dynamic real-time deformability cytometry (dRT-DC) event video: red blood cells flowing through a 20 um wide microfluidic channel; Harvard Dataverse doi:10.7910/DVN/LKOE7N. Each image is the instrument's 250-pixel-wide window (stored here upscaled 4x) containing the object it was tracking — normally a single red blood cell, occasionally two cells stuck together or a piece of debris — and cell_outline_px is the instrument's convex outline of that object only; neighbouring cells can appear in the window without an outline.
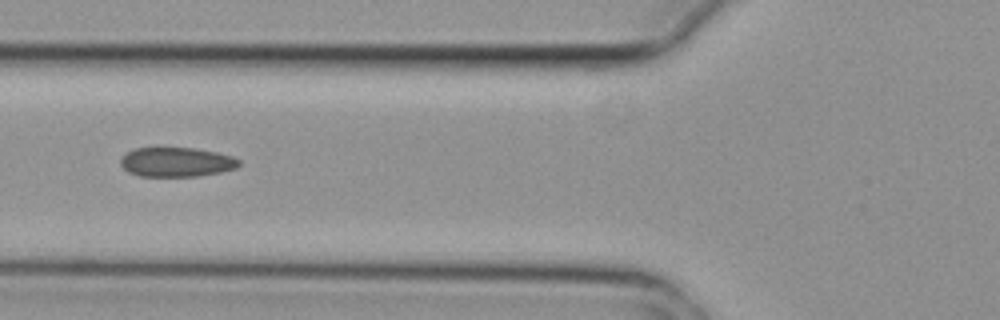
{"species": "common noctule bat (a hibernating species)", "species_latin": "Nyctalus noctula", "temperature_condition": "cold", "stored_images_in_passage": 8, "camera_frame_rate_fps": 3000, "um_per_image_px": 0.085, "animal": {"sex": "female", "body_mass_g": 29.2, "forearm_length_mm": 56.3}, "frame": {"image": 1, "passage_image": 5, "time_ms": 1.333, "image_size_px": [1000, 320], "cell_outline_px": [[240, 164], [236, 168], [220, 172], [200, 176], [140, 176], [128, 172], [120, 164], [120, 160], [128, 152], [136, 148], [192, 148], [216, 152], [232, 156], [240, 160]], "centroid_in_image_um": [15.02, 13.78], "position_along_channel_um": 110.8, "area_um2": 20.17}}
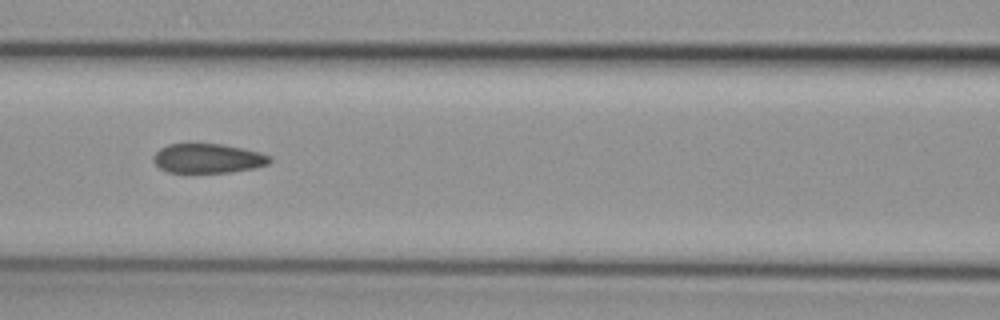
{"frame": {"image": 2, "passage_image": 6, "time_ms": 1.667, "image_size_px": [1000, 320], "cell_outline_px": [[272, 160], [268, 164], [256, 168], [232, 172], [168, 172], [160, 168], [152, 160], [152, 156], [160, 148], [168, 144], [220, 144], [244, 148], [260, 152], [272, 156]], "centroid_in_image_um": [17.7, 13.46], "position_along_channel_um": 148.9, "area_um2": 20.06}}
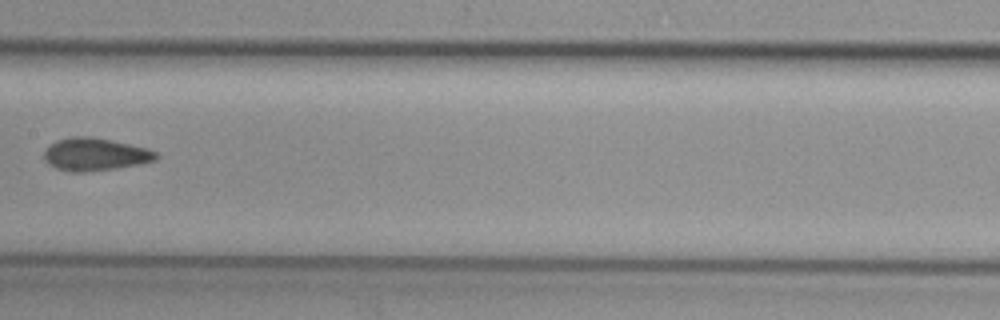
{"frame": {"image": 3, "passage_image": 7, "time_ms": 2.0, "image_size_px": [1000, 320], "cell_outline_px": [[160, 156], [156, 160], [140, 164], [116, 168], [84, 172], [68, 172], [56, 168], [48, 164], [44, 160], [44, 152], [48, 144], [56, 140], [72, 136], [92, 136], [112, 140], [148, 148], [156, 152]], "centroid_in_image_um": [8.06, 13.11], "position_along_channel_um": 199.3, "area_um2": 21.68}}